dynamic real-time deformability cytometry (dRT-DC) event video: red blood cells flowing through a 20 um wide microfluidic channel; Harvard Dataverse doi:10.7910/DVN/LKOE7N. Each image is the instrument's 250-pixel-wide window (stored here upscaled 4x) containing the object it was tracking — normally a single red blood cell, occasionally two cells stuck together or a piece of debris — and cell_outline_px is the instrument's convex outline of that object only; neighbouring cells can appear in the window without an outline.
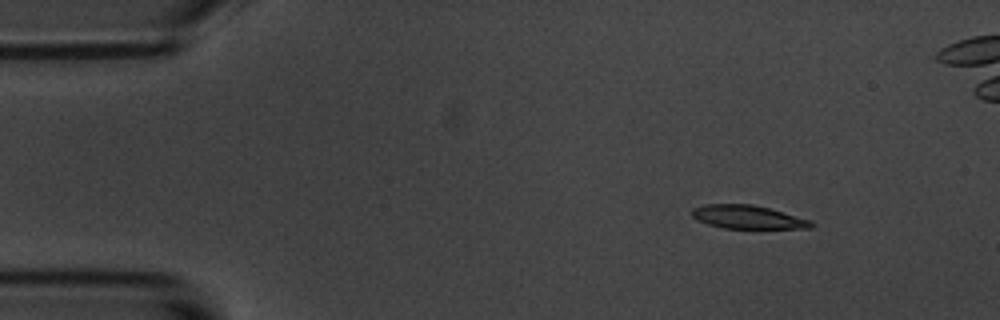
{"species": "common noctule bat (a hibernating species)", "species_latin": "Nyctalus noctula", "temperature_condition": "room temperature", "stored_images_in_passage": 5, "segment_of_instrument_passage": [2, 2], "camera_frame_rate_fps": 3000, "um_per_image_px": 0.085, "animal": {"sex": "male", "body_mass_g": 20.1, "forearm_length_mm": 53.5}, "frame": {"image": 1, "passage_image": 5, "time_ms": 24.0, "image_size_px": [1000, 320], "cell_outline_px": [[812, 228], [724, 228], [708, 224], [696, 220], [692, 216], [692, 208], [704, 204], [752, 204], [768, 208], [812, 220]], "centroid_in_image_um": [63.52, 18.44], "position_along_channel_um": 21.5, "area_um2": 16.18}}